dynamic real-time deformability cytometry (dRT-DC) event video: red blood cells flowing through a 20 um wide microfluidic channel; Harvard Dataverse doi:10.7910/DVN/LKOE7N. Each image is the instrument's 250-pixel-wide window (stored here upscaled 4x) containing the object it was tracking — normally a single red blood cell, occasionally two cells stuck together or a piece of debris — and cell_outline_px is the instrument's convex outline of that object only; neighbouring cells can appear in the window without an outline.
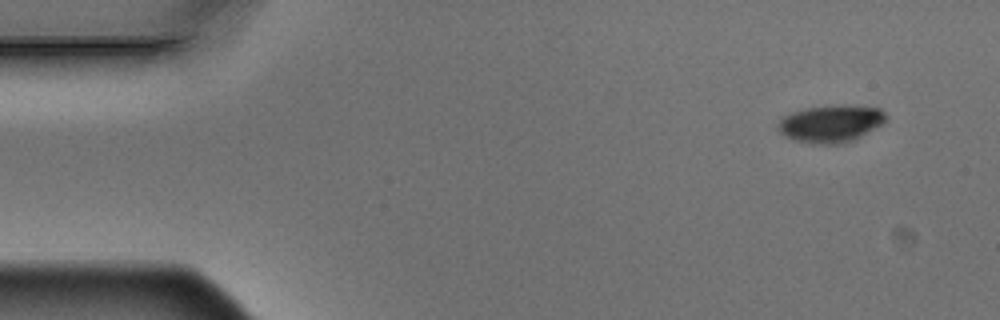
{"species": "Egyptian fruit bat (a non-hibernating species)", "species_latin": "Rousettus aegyptiacus", "temperature_condition": "warm", "stored_images_in_passage": 5, "segment_of_instrument_passage": [1, 2], "camera_frame_rate_fps": 3000, "um_per_image_px": 0.085, "animal": {"sex": "male"}, "frame": {"image": 1, "passage_image": 1, "time_ms": 0.0, "image_size_px": [1000, 320], "cell_outline_px": [[888, 120], [856, 140], [844, 144], [812, 144], [792, 140], [784, 136], [776, 128], [776, 124], [784, 116], [792, 112], [804, 108], [852, 104], [880, 108], [888, 116]], "centroid_in_image_um": [70.64, 10.52], "position_along_channel_um": 14.4, "area_um2": 24.04}}
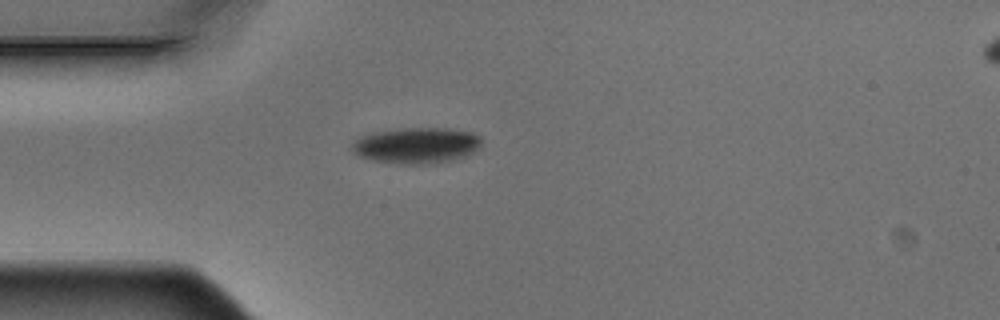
{"frame": {"image": 2, "passage_image": 4, "time_ms": 1.0, "image_size_px": [1000, 320], "cell_outline_px": [[480, 144], [472, 152], [464, 156], [452, 160], [424, 164], [404, 164], [372, 160], [360, 156], [352, 152], [352, 144], [360, 136], [372, 132], [404, 128], [448, 128], [472, 132], [480, 136]], "centroid_in_image_um": [35.37, 12.35], "position_along_channel_um": 49.6, "area_um2": 26.93}}